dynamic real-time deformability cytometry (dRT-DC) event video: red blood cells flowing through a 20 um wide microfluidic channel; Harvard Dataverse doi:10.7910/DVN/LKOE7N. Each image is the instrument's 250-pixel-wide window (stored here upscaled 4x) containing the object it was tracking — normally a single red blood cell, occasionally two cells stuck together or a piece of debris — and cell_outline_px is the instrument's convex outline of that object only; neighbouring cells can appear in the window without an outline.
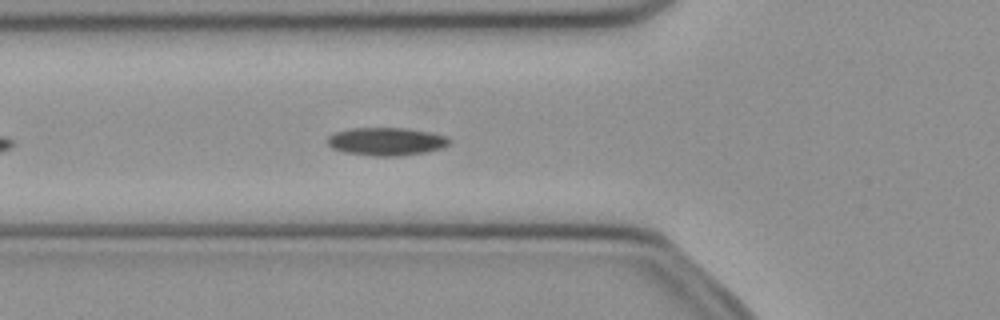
{"species": "common noctule bat (a hibernating species)", "species_latin": "Nyctalus noctula", "temperature_condition": "cold", "stored_images_in_passage": 14, "camera_frame_rate_fps": 3000, "um_per_image_px": 0.085, "animal": {"sex": "female", "body_mass_g": 21.9}, "frame": {"image": 1, "passage_image": 7, "time_ms": 2.0, "image_size_px": [1000, 320], "cell_outline_px": [[448, 144], [440, 148], [428, 152], [400, 156], [376, 156], [344, 152], [332, 148], [328, 144], [328, 136], [336, 132], [352, 128], [408, 128], [448, 136]], "centroid_in_image_um": [32.83, 12.03], "position_along_channel_um": 93.0, "area_um2": 19.77}}
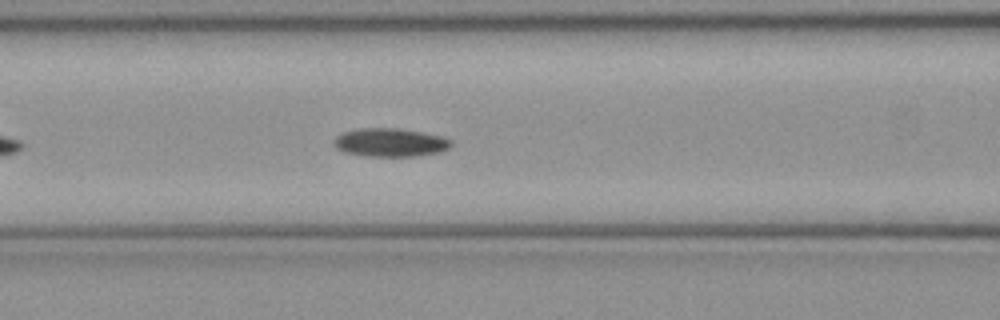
{"frame": {"image": 2, "passage_image": 10, "time_ms": 3.0, "image_size_px": [1000, 320], "cell_outline_px": [[452, 144], [448, 148], [440, 152], [416, 156], [368, 156], [344, 152], [336, 148], [332, 144], [332, 140], [336, 136], [344, 132], [360, 128], [400, 128], [440, 136], [452, 140]], "centroid_in_image_um": [33.13, 12.11], "position_along_channel_um": 133.5, "area_um2": 19.42}}